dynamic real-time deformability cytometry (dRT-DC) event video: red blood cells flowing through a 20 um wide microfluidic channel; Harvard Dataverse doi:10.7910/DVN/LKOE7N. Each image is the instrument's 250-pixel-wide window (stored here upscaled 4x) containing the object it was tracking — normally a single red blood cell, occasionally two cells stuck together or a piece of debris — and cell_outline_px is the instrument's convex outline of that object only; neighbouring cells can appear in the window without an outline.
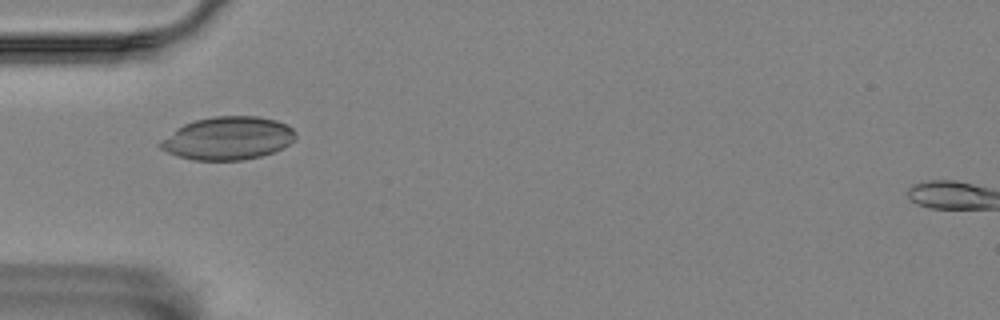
{"species": "Egyptian fruit bat (a non-hibernating species)", "species_latin": "Rousettus aegyptiacus", "temperature_condition": "room temperature", "stored_images_in_passage": 24, "camera_frame_rate_fps": 3000, "um_per_image_px": 0.085, "animal": {"sex": "female"}, "frame": {"image": 1, "passage_image": 3, "time_ms": 0.667, "image_size_px": [1000, 320], "cell_outline_px": [[296, 140], [272, 152], [260, 156], [244, 160], [192, 160], [168, 152], [160, 148], [156, 144], [160, 140], [176, 128], [184, 124], [196, 120], [212, 116], [260, 116], [276, 120], [288, 124], [296, 132]], "centroid_in_image_um": [19.37, 11.74], "position_along_channel_um": 65.6, "area_um2": 34.04}}
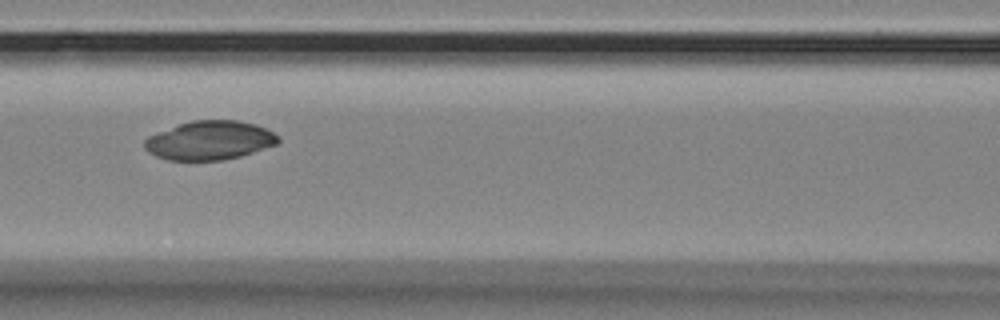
{"frame": {"image": 2, "passage_image": 10, "time_ms": 3.0, "image_size_px": [1000, 320], "cell_outline_px": [[280, 140], [276, 144], [240, 156], [224, 160], [168, 160], [156, 156], [148, 152], [144, 148], [144, 140], [148, 136], [156, 132], [192, 120], [236, 120], [256, 124], [280, 136]], "centroid_in_image_um": [17.8, 11.93], "position_along_channel_um": 148.8, "area_um2": 30.23}}
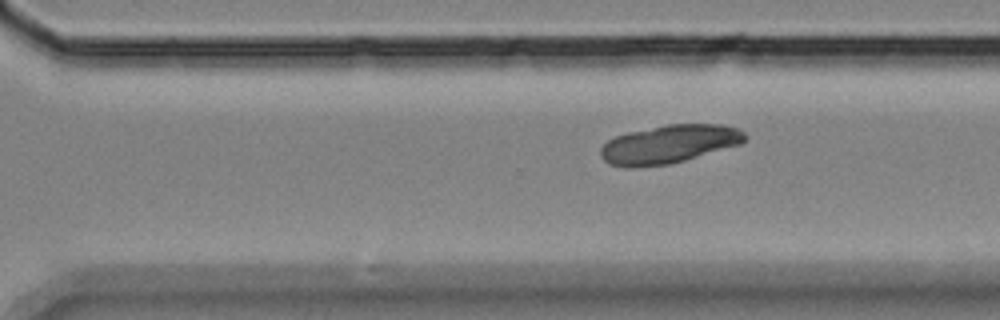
{"frame": {"image": 3, "passage_image": 24, "time_ms": 7.667, "image_size_px": [1000, 320], "cell_outline_px": [[748, 136], [740, 144], [672, 164], [632, 168], [624, 168], [608, 164], [600, 156], [600, 148], [608, 140], [616, 136], [628, 132], [668, 124], [724, 124], [736, 128], [744, 132]], "centroid_in_image_um": [56.84, 12.27], "position_along_channel_um": 313.8, "area_um2": 32.48}}